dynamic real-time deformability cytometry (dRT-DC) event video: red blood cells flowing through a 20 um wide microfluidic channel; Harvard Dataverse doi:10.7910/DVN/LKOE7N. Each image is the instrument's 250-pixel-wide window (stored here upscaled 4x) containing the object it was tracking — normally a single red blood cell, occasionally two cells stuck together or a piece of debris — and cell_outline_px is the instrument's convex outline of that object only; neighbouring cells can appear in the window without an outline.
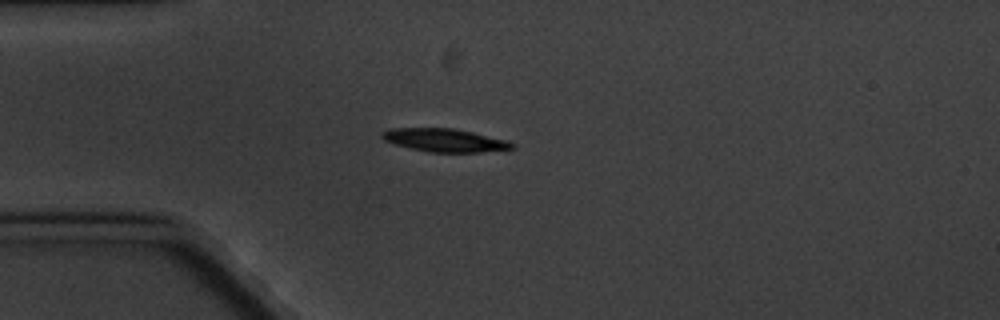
{"species": "common noctule bat (a hibernating species)", "species_latin": "Nyctalus noctula", "temperature_condition": "cold", "stored_images_in_passage": 8, "camera_frame_rate_fps": 3000, "um_per_image_px": 0.085, "animal": {"sex": "male", "body_mass_g": 20.1, "forearm_length_mm": 53.5}, "frame": {"image": 1, "passage_image": 4, "time_ms": 3.667, "image_size_px": [1000, 320], "cell_outline_px": [[516, 148], [480, 152], [428, 152], [396, 144], [384, 140], [380, 136], [380, 132], [388, 128], [452, 128], [472, 132], [508, 140], [516, 144]], "centroid_in_image_um": [37.81, 11.91], "position_along_channel_um": 47.2, "area_um2": 17.57}}